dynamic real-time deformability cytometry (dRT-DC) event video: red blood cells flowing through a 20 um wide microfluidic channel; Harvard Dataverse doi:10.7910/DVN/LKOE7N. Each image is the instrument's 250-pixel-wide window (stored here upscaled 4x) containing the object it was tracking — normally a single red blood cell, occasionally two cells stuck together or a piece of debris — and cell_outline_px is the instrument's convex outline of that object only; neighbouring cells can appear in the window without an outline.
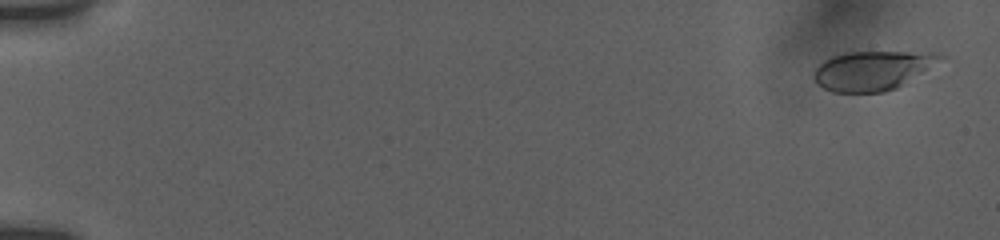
{"species": "human", "species_latin": "Homo sapiens", "temperature_condition": "room temperature", "stored_images_in_passage": 95, "camera_frame_rate_fps": 3000, "um_per_image_px": 0.085, "donor": {"sex": "female"}, "frame": {"image": 1, "passage_image": 3, "time_ms": 0.333, "image_size_px": [1000, 240], "cell_outline_px": [[936, 56], [924, 68], [896, 88], [884, 92], [832, 92], [816, 84], [812, 76], [816, 68], [824, 60], [832, 56], [848, 52], [904, 52]], "centroid_in_image_um": [73.84, 6.03], "position_along_channel_um": 11.2, "area_um2": 27.11}}
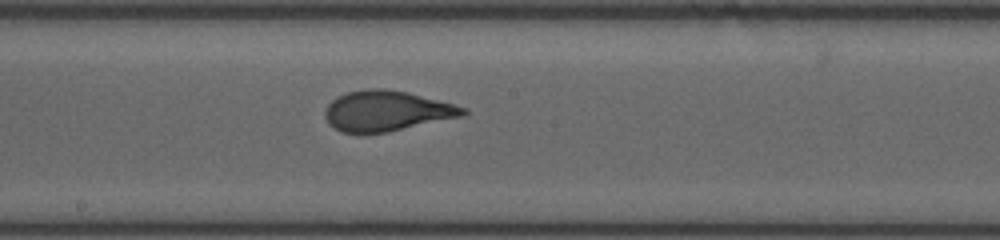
{"frame": {"image": 2, "passage_image": 57, "time_ms": 10.333, "image_size_px": [1000, 240], "cell_outline_px": [[468, 112], [464, 116], [388, 132], [360, 136], [340, 132], [332, 128], [328, 124], [324, 116], [324, 112], [328, 104], [332, 100], [348, 92], [372, 88], [384, 88], [408, 92], [468, 108]], "centroid_in_image_um": [32.83, 9.47], "position_along_channel_um": 215.4, "area_um2": 33.12}}
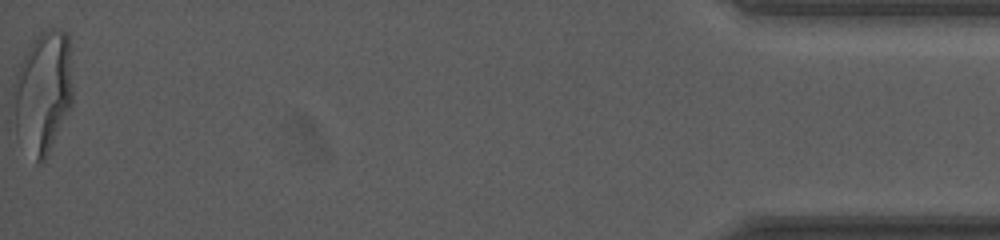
{"frame": {"image": 3, "passage_image": 95, "time_ms": 18.333, "image_size_px": [1000, 240], "cell_outline_px": [[72, 104], [44, 160], [40, 164], [36, 164], [16, 132], [12, 88], [20, 64], [24, 56], [36, 36], [40, 32], [48, 28], [60, 28], [68, 32], [72, 88]], "centroid_in_image_um": [3.66, 7.8], "position_along_channel_um": 431.5, "area_um2": 41.96}, "authors_computed_cell_mechanics": {"area_um2": 31.7322, "velocity_mm_per_s": 3.7736, "shape_relaxation_time_tau1_ms": 5.6032, "shape_relaxation_time_tau2_ms": null, "deformation_change_tau1": 0.2002, "deformation_change_tau2": null}}